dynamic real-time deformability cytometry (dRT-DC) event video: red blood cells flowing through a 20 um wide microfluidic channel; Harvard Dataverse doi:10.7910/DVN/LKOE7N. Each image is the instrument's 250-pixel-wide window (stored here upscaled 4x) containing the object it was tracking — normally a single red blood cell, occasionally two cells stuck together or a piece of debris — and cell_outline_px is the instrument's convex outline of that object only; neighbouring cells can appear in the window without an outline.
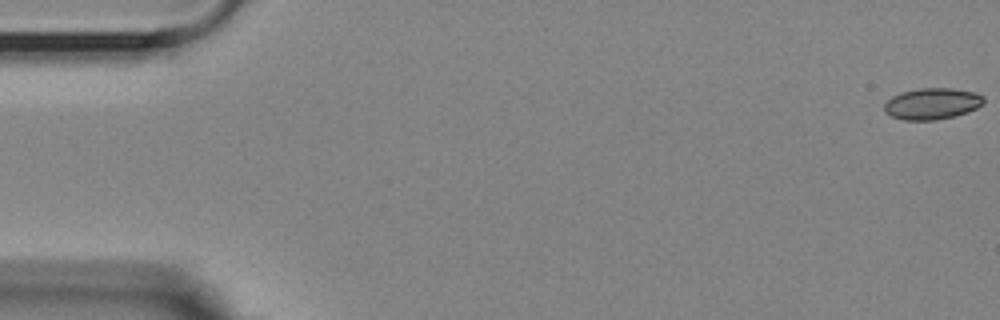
{"species": "Egyptian fruit bat (a non-hibernating species)", "species_latin": "Rousettus aegyptiacus", "temperature_condition": "room temperature", "stored_images_in_passage": 55, "camera_frame_rate_fps": 3000, "um_per_image_px": 0.085, "animal": {"sex": "female"}, "frame": {"image": 1, "passage_image": 1, "time_ms": 0.0, "image_size_px": [1000, 320], "cell_outline_px": [[984, 104], [968, 112], [936, 120], [904, 120], [892, 116], [884, 112], [884, 104], [892, 96], [904, 92], [920, 88], [952, 88], [976, 92], [984, 96]], "centroid_in_image_um": [79.25, 8.81], "position_along_channel_um": 5.7, "area_um2": 18.15}}
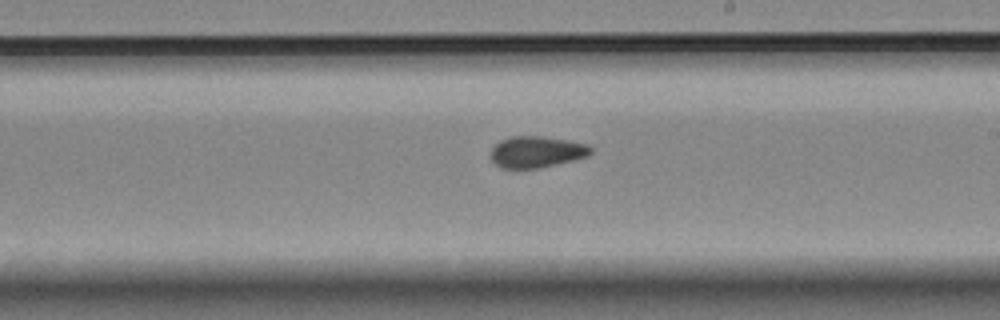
{"frame": {"image": 2, "passage_image": 32, "time_ms": 10.333, "image_size_px": [1000, 320], "cell_outline_px": [[592, 152], [588, 156], [540, 168], [500, 168], [492, 160], [492, 148], [500, 140], [512, 136], [540, 136], [588, 144], [592, 148]], "centroid_in_image_um": [45.61, 12.91], "position_along_channel_um": 243.4, "area_um2": 18.09}}
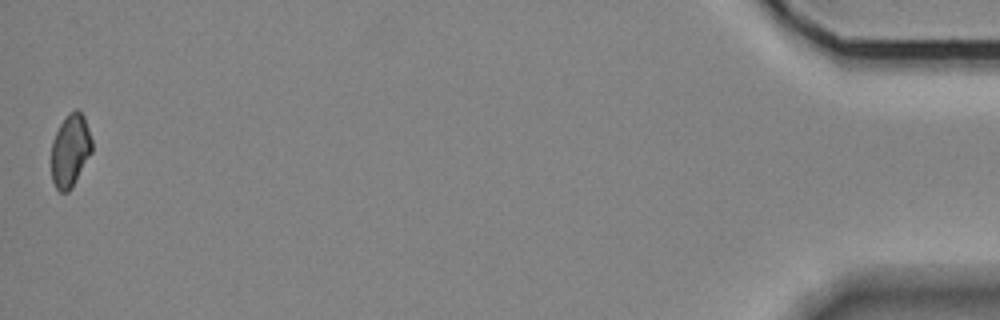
{"frame": {"image": 3, "passage_image": 55, "time_ms": 18.0, "image_size_px": [1000, 320], "cell_outline_px": [[92, 152], [72, 188], [68, 192], [60, 192], [56, 188], [52, 180], [52, 140], [60, 124], [68, 112], [76, 108], [84, 116], [92, 140]], "centroid_in_image_um": [5.98, 12.79], "position_along_channel_um": 429.2, "area_um2": 17.28}, "authors_computed_cell_mechanics": {"area_um2": 18.3226, "velocity_mm_per_s": 3.637, "shape_relaxation_time_tau1_ms": null, "shape_relaxation_time_tau2_ms": 3.2355, "deformation_change_tau1": null, "deformation_change_tau2": 0.081}}